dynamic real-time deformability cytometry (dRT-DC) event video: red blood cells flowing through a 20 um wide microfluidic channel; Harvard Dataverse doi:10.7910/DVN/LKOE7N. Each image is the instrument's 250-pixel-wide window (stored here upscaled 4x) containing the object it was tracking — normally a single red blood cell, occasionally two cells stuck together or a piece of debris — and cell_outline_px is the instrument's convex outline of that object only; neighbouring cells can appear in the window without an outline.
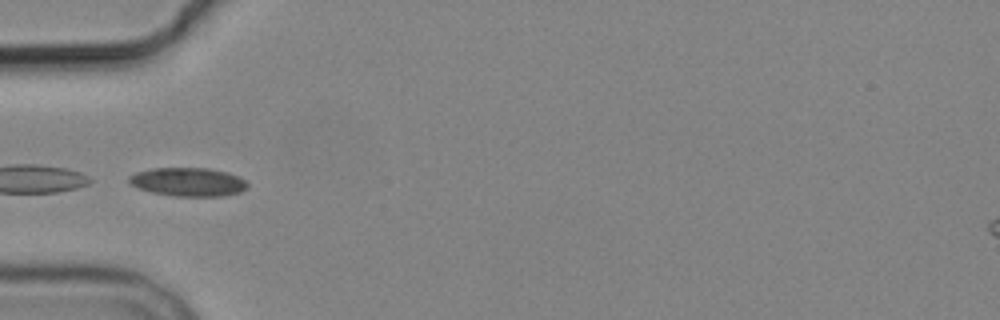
{"species": "common noctule bat (a hibernating species)", "species_latin": "Nyctalus noctula", "temperature_condition": "cold", "stored_images_in_passage": 13, "camera_frame_rate_fps": 3000, "um_per_image_px": 0.085, "animal": {"sex": "male", "body_mass_g": 19.2, "forearm_length_mm": 51.8}, "frame": {"image": 1, "passage_image": 4, "time_ms": 4.333, "image_size_px": [1000, 320], "cell_outline_px": [[248, 188], [240, 192], [220, 196], [176, 196], [152, 192], [136, 188], [128, 180], [128, 176], [136, 172], [152, 168], [208, 168], [228, 172], [244, 180], [248, 184]], "centroid_in_image_um": [15.98, 15.46], "position_along_channel_um": 69.0, "area_um2": 19.71}}
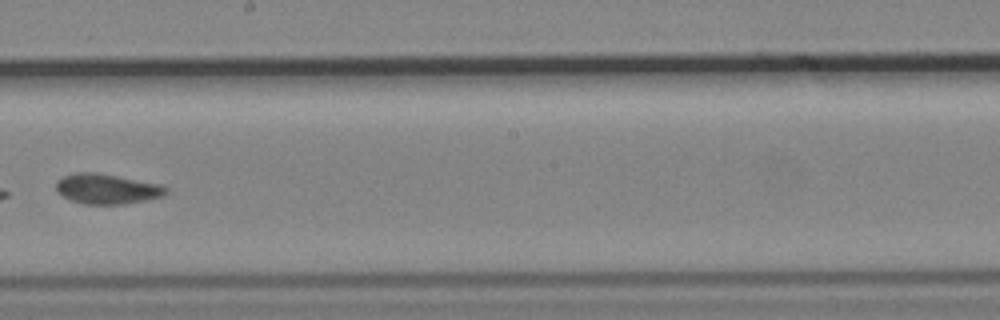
{"frame": {"image": 2, "passage_image": 8, "time_ms": 9.0, "image_size_px": [1000, 320], "cell_outline_px": [[168, 192], [164, 196], [124, 204], [84, 204], [72, 200], [64, 196], [56, 188], [56, 180], [64, 176], [76, 172], [96, 172], [160, 184], [168, 188]], "centroid_in_image_um": [9.11, 16.05], "position_along_channel_um": 239.1, "area_um2": 19.13}}
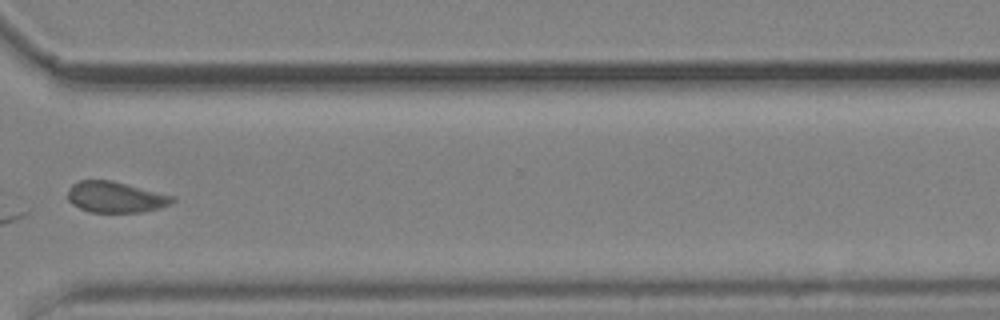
{"frame": {"image": 3, "passage_image": 11, "time_ms": 12.333, "image_size_px": [1000, 320], "cell_outline_px": [[176, 200], [172, 204], [160, 208], [144, 212], [88, 212], [72, 204], [68, 200], [68, 188], [72, 184], [80, 180], [112, 180], [176, 196]], "centroid_in_image_um": [9.85, 16.75], "position_along_channel_um": 360.7, "area_um2": 19.19}, "authors_computed_cell_mechanics": {"area_um2": 19.652, "velocity_mm_per_s": 3.6598, "shape_relaxation_time_tau1_ms": 3.035, "shape_relaxation_time_tau2_ms": 1.3745, "deformation_change_tau1": 0.0873, "deformation_change_tau2": 0.0541}}